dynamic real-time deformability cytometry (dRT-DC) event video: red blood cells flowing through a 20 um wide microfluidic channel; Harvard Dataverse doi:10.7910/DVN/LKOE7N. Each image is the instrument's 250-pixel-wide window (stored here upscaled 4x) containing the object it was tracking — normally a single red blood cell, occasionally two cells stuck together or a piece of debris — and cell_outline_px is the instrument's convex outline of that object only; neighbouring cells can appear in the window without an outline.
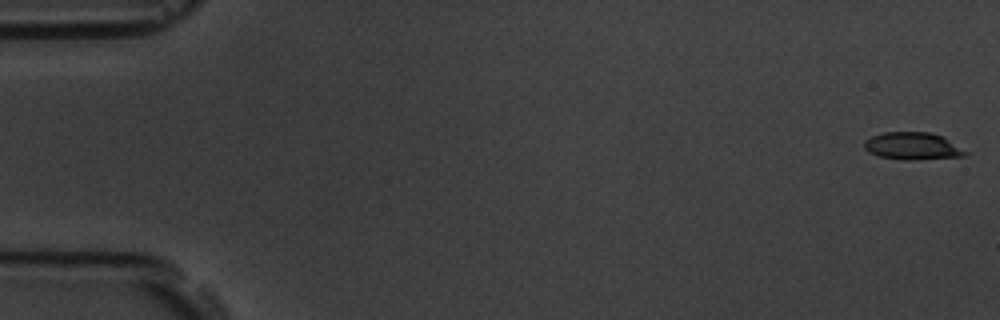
{"species": "common noctule bat (a hibernating species)", "species_latin": "Nyctalus noctula", "temperature_condition": "room temperature", "stored_images_in_passage": 6, "camera_frame_rate_fps": 3000, "um_per_image_px": 0.085, "animal": {"sex": "male", "body_mass_g": 19.5, "forearm_length_mm": 54.6}, "frame": {"image": 1, "passage_image": 1, "time_ms": 0.0, "image_size_px": [1000, 320], "cell_outline_px": [[972, 152], [964, 156], [912, 160], [904, 160], [880, 156], [868, 152], [864, 148], [864, 140], [872, 136], [884, 132], [932, 132], [944, 136]], "centroid_in_image_um": [77.65, 12.41], "position_along_channel_um": 7.4, "area_um2": 16.47}}